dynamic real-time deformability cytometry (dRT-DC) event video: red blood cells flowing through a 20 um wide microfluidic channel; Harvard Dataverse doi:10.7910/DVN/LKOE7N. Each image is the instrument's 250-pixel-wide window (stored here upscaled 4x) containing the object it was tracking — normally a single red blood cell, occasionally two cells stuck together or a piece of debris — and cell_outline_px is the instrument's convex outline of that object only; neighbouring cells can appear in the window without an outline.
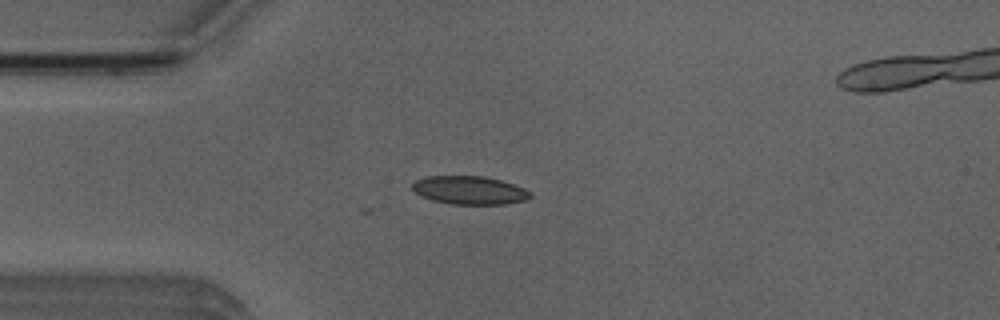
{"species": "Egyptian fruit bat (a non-hibernating species)", "species_latin": "Rousettus aegyptiacus", "temperature_condition": "room temperature", "stored_images_in_passage": 2, "camera_frame_rate_fps": 3000, "um_per_image_px": 0.085, "animal": {"sex": "male"}, "frame": {"image": 1, "passage_image": 2, "time_ms": 0.333, "image_size_px": [1000, 320], "cell_outline_px": [[532, 196], [528, 200], [504, 204], [452, 204], [432, 200], [416, 192], [412, 188], [412, 184], [416, 180], [428, 176], [484, 176], [500, 180], [524, 188], [532, 192]], "centroid_in_image_um": [39.95, 16.17], "position_along_channel_um": 45.0, "area_um2": 19.36}}